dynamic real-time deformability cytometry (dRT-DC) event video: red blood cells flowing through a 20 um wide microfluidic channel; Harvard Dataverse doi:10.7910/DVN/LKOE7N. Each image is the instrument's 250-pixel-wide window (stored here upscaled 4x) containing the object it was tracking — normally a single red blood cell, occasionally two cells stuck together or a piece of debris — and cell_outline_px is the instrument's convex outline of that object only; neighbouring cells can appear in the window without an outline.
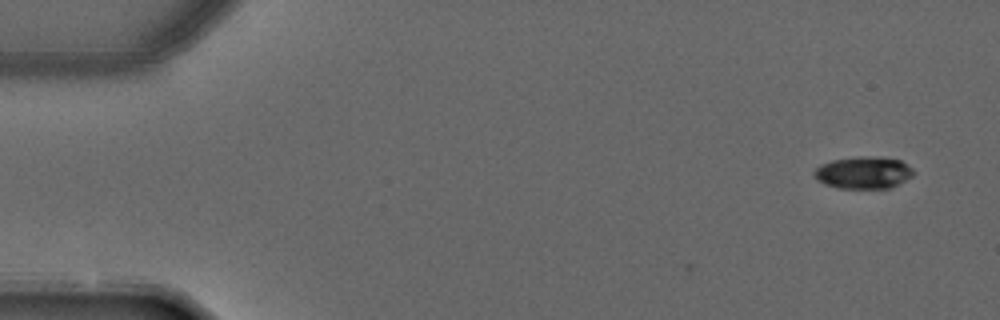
{"species": "common noctule bat (a hibernating species)", "species_latin": "Nyctalus noctula", "temperature_condition": "warm", "stored_images_in_passage": 4, "camera_frame_rate_fps": 3000, "um_per_image_px": 0.085, "animal": {"sex": "male", "forearm_length_mm": 52.5}, "frame": {"image": 1, "passage_image": 1, "time_ms": 0.0, "image_size_px": [1000, 320], "cell_outline_px": [[916, 172], [912, 176], [892, 188], [836, 188], [824, 184], [816, 180], [812, 176], [812, 172], [820, 164], [832, 160], [860, 156], [876, 156], [900, 160], [908, 164]], "centroid_in_image_um": [73.38, 14.67], "position_along_channel_um": 11.6, "area_um2": 18.96}}
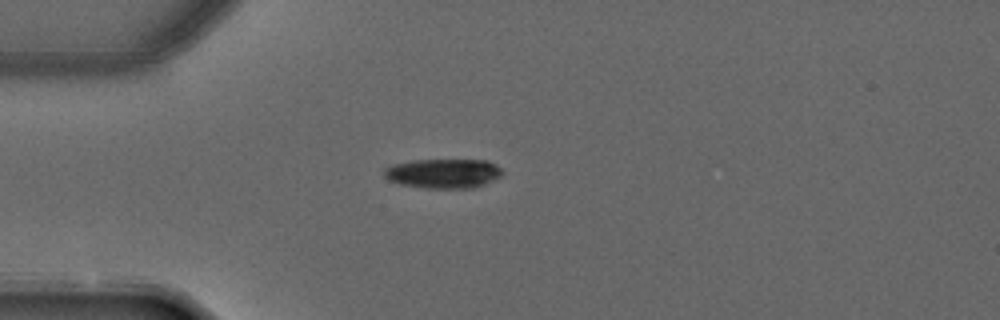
{"frame": {"image": 2, "passage_image": 4, "time_ms": 1.0, "image_size_px": [1000, 320], "cell_outline_px": [[504, 172], [500, 176], [476, 188], [424, 188], [400, 184], [388, 180], [384, 176], [384, 168], [392, 164], [416, 160], [488, 160], [496, 164]], "centroid_in_image_um": [37.68, 14.74], "position_along_channel_um": 47.3, "area_um2": 20.4}}